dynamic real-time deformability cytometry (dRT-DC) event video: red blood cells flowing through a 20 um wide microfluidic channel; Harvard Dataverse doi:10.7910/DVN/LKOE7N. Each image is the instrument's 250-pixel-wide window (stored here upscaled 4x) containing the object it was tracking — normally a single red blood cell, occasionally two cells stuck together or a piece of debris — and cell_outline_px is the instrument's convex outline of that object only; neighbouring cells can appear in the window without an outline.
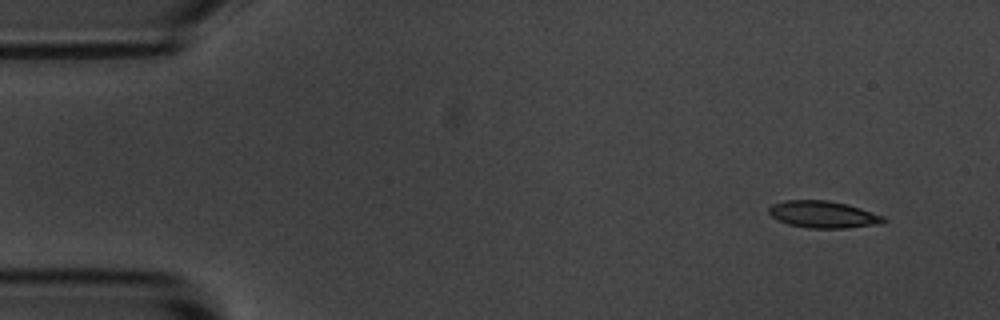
{"species": "common noctule bat (a hibernating species)", "species_latin": "Nyctalus noctula", "temperature_condition": "room temperature", "stored_images_in_passage": 4, "camera_frame_rate_fps": 3000, "um_per_image_px": 0.085, "animal": {"sex": "male", "body_mass_g": 20.1, "forearm_length_mm": 53.5}, "frame": {"image": 1, "passage_image": 1, "time_ms": 0.0, "image_size_px": [1000, 320], "cell_outline_px": [[888, 220], [880, 224], [844, 228], [812, 228], [788, 224], [772, 216], [768, 212], [768, 208], [772, 204], [784, 200], [828, 200], [848, 204], [884, 216]], "centroid_in_image_um": [69.99, 18.22], "position_along_channel_um": 15.0, "area_um2": 17.98}}
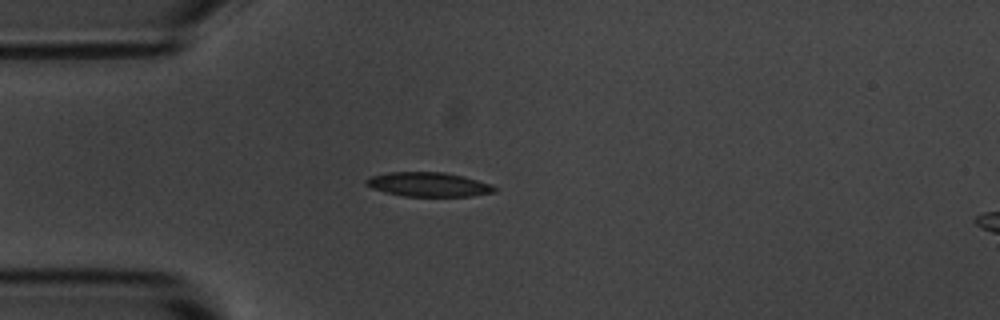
{"frame": {"image": 2, "passage_image": 4, "time_ms": 3.333, "image_size_px": [1000, 320], "cell_outline_px": [[500, 188], [496, 192], [472, 196], [404, 196], [384, 192], [372, 188], [364, 184], [364, 180], [368, 176], [388, 172], [444, 172], [464, 176]], "centroid_in_image_um": [36.39, 15.67], "position_along_channel_um": 48.6, "area_um2": 18.32}}